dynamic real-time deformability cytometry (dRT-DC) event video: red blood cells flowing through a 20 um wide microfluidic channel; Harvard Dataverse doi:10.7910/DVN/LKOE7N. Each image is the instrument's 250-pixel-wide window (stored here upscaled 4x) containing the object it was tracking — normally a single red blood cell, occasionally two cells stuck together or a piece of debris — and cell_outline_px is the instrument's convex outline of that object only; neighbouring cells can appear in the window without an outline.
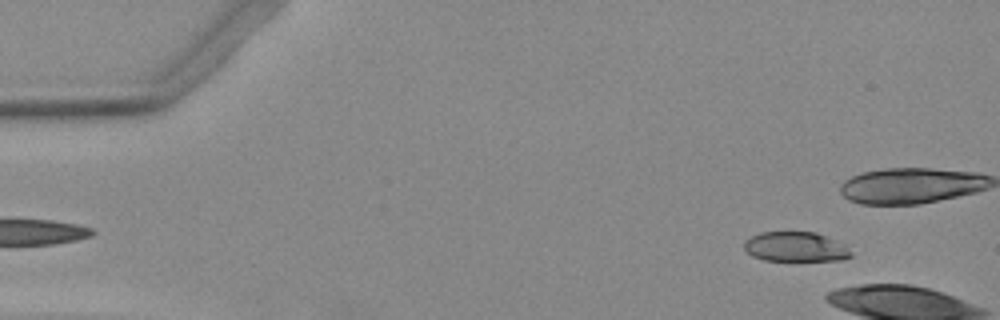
{"species": "Egyptian fruit bat (a non-hibernating species)", "species_latin": "Rousettus aegyptiacus", "temperature_condition": "warm", "stored_images_in_passage": 9, "camera_frame_rate_fps": 3000, "um_per_image_px": 0.085, "animal": {"sex": "female"}, "frame": {"image": 1, "passage_image": 3, "time_ms": 0.667, "image_size_px": [1000, 320], "cell_outline_px": [[852, 256], [840, 260], [764, 260], [752, 256], [744, 248], [744, 240], [760, 232], [816, 232], [844, 244], [852, 252]], "centroid_in_image_um": [67.62, 20.97], "position_along_channel_um": 17.4, "area_um2": 18.44}}